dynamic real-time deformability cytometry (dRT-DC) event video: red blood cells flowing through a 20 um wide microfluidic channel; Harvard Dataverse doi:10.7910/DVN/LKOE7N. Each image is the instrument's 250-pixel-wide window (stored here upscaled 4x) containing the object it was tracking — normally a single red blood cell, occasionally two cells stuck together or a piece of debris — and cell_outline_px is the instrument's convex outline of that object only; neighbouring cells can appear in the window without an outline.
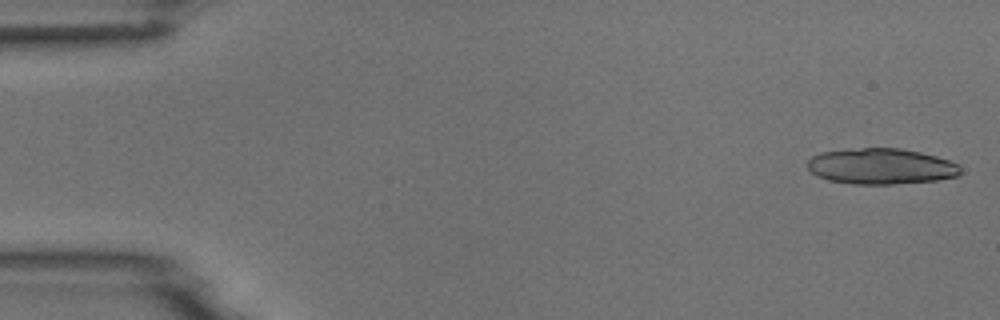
{"species": "common noctule bat (a hibernating species)", "species_latin": "Nyctalus noctula", "temperature_condition": "room temperature", "stored_images_in_passage": 5, "camera_frame_rate_fps": 3000, "um_per_image_px": 0.085, "animal": {"sex": "male", "body_mass_g": 18.8}, "frame": {"image": 1, "passage_image": 1, "time_ms": 0.0, "image_size_px": [1000, 320], "cell_outline_px": [[960, 176], [936, 180], [892, 184], [852, 184], [828, 180], [816, 176], [808, 168], [808, 160], [812, 156], [820, 152], [864, 148], [900, 148], [920, 152], [936, 156], [960, 164]], "centroid_in_image_um": [74.9, 14.14], "position_along_channel_um": 10.1, "area_um2": 31.96}}